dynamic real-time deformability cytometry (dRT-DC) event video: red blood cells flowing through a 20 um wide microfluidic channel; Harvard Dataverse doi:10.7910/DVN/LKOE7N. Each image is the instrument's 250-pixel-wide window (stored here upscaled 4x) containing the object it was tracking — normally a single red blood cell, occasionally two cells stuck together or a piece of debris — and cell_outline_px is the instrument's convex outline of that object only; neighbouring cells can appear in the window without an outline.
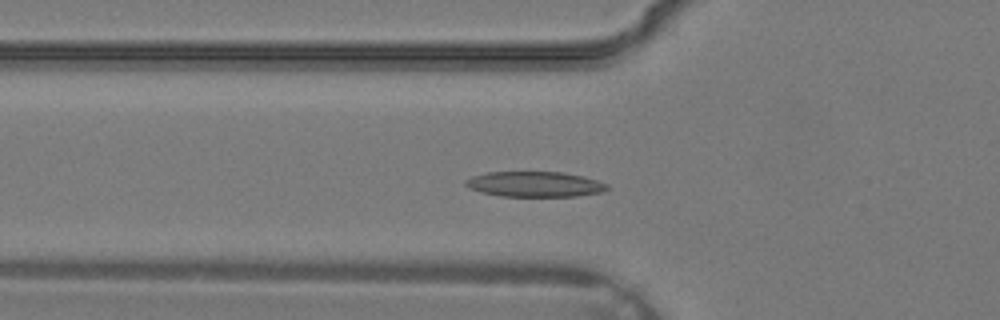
{"species": "common noctule bat (a hibernating species)", "species_latin": "Nyctalus noctula", "temperature_condition": "warm", "stored_images_in_passage": 26, "camera_frame_rate_fps": 3000, "um_per_image_px": 0.085, "animal": {"sex": "male", "body_mass_g": 19.2, "forearm_length_mm": 51.8}, "frame": {"image": 1, "passage_image": 8, "time_ms": 2.333, "image_size_px": [1000, 320], "cell_outline_px": [[612, 188], [604, 192], [576, 196], [500, 196], [480, 192], [468, 188], [464, 184], [464, 180], [472, 176], [488, 172], [564, 172], [596, 180], [608, 184]], "centroid_in_image_um": [45.45, 15.66], "position_along_channel_um": 80.3, "area_um2": 21.04}}
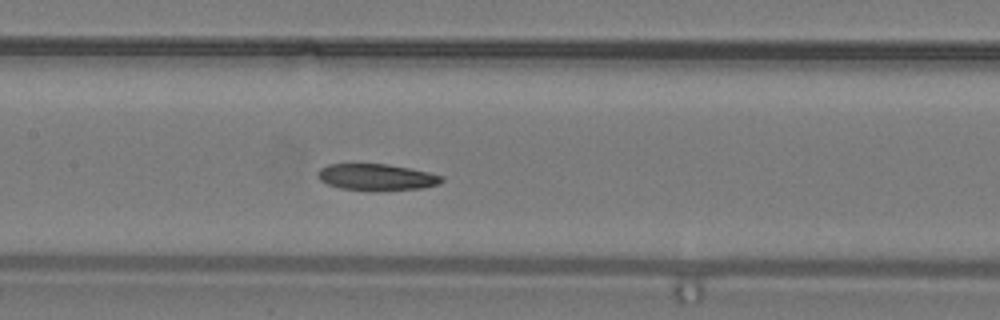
{"frame": {"image": 2, "passage_image": 13, "time_ms": 4.0, "image_size_px": [1000, 320], "cell_outline_px": [[444, 180], [440, 184], [420, 188], [340, 188], [328, 184], [320, 180], [316, 176], [316, 172], [320, 168], [328, 164], [388, 164], [428, 172], [444, 176]], "centroid_in_image_um": [31.98, 15.01], "position_along_channel_um": 175.4, "area_um2": 18.32}}
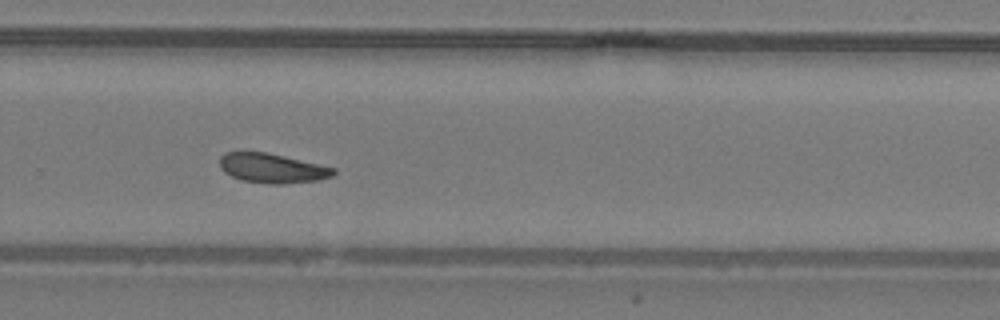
{"frame": {"image": 3, "passage_image": 20, "time_ms": 6.333, "image_size_px": [1000, 320], "cell_outline_px": [[336, 172], [332, 176], [316, 180], [284, 184], [268, 184], [240, 180], [224, 172], [220, 168], [220, 156], [224, 152], [268, 152], [336, 168]], "centroid_in_image_um": [23.12, 14.3], "position_along_channel_um": 306.7, "area_um2": 19.65}}